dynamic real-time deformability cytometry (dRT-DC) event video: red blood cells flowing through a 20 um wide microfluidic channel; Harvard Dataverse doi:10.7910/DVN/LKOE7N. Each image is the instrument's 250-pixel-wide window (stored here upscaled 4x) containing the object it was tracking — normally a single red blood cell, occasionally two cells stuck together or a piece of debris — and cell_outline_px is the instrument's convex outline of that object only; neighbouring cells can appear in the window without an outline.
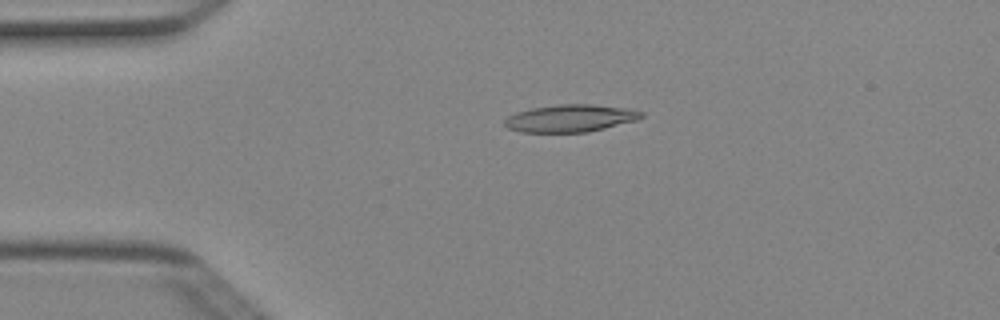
{"species": "Egyptian fruit bat (a non-hibernating species)", "species_latin": "Rousettus aegyptiacus", "temperature_condition": "cold", "stored_images_in_passage": 4, "camera_frame_rate_fps": 3000, "um_per_image_px": 0.085, "animal": {"sex": "female"}, "frame": {"image": 1, "passage_image": 2, "time_ms": 0.333, "image_size_px": [1000, 320], "cell_outline_px": [[644, 116], [636, 120], [588, 132], [520, 132], [508, 128], [504, 124], [504, 120], [508, 116], [516, 112], [532, 108], [560, 104], [592, 104], [624, 108], [644, 112]], "centroid_in_image_um": [48.45, 10.05], "position_along_channel_um": 36.5, "area_um2": 21.68}}
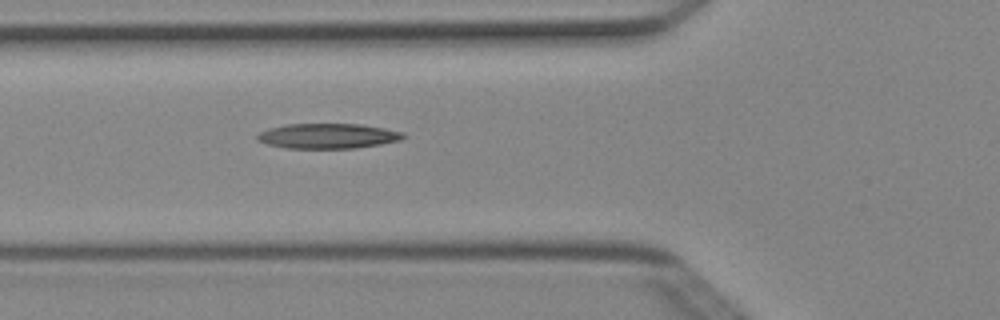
{"frame": {"image": 2, "passage_image": 4, "time_ms": 1.0, "image_size_px": [1000, 320], "cell_outline_px": [[408, 136], [400, 140], [380, 144], [356, 148], [284, 148], [268, 144], [256, 140], [256, 136], [260, 132], [268, 128], [284, 124], [360, 124], [384, 128], [404, 132]], "centroid_in_image_um": [27.87, 11.55], "position_along_channel_um": 97.9, "area_um2": 21.44}}